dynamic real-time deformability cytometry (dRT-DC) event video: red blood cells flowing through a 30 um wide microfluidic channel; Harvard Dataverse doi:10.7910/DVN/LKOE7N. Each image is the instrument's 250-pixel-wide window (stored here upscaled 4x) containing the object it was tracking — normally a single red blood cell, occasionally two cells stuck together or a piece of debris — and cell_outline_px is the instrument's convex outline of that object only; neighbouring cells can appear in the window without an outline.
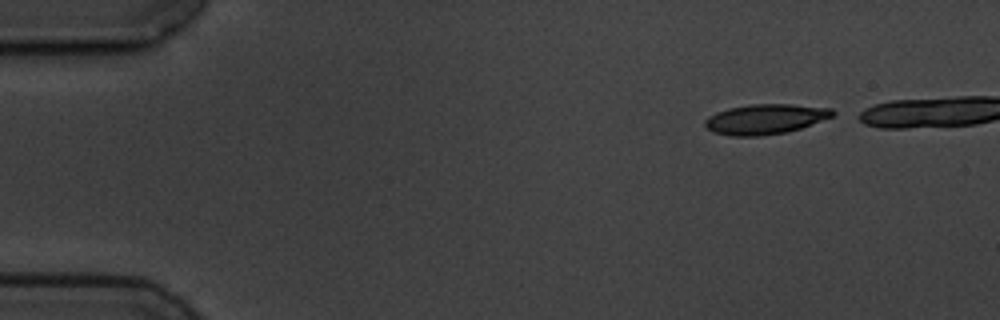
{"species": "common noctule bat (a hibernating species)", "species_latin": "Nyctalus noctula", "temperature_condition": "cold", "stored_images_in_passage": 4, "camera_frame_rate_fps": 3000, "um_per_image_px": 0.085, "animal": {"sex": "male", "body_mass_g": 19.5, "forearm_length_mm": 54.6}, "frame": {"image": 1, "passage_image": 1, "time_ms": 0.0, "image_size_px": [1000, 320], "cell_outline_px": [[836, 112], [832, 116], [800, 128], [788, 132], [760, 136], [732, 136], [712, 132], [704, 128], [704, 120], [708, 116], [716, 112], [728, 108], [748, 104], [792, 104], [832, 108]], "centroid_in_image_um": [64.99, 10.12], "position_along_channel_um": 20.0, "area_um2": 22.54}}